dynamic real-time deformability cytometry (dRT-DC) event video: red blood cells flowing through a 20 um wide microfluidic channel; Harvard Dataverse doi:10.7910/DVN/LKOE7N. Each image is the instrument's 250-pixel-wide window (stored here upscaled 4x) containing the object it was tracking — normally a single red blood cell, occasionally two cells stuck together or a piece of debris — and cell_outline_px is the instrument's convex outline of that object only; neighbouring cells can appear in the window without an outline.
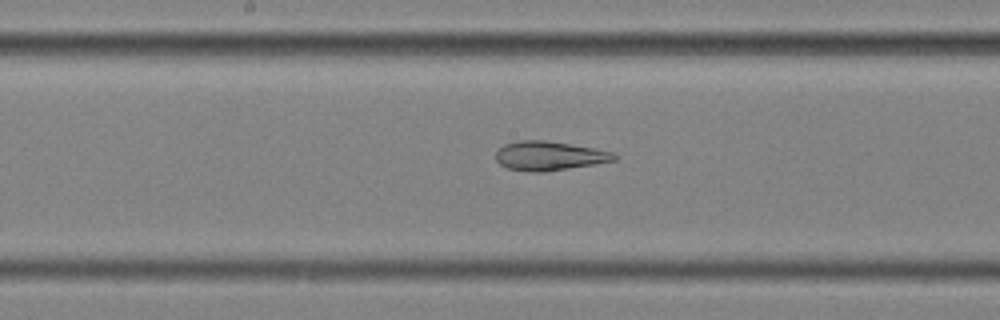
{"species": "common noctule bat (a hibernating species)", "species_latin": "Nyctalus noctula", "temperature_condition": "cold", "stored_images_in_passage": 53, "camera_frame_rate_fps": 3000, "um_per_image_px": 0.085, "animal": {"sex": "female", "body_mass_g": 25.1}, "frame": {"image": 1, "passage_image": 26, "time_ms": 8.333, "image_size_px": [1000, 320], "cell_outline_px": [[616, 160], [596, 164], [544, 172], [532, 172], [508, 168], [500, 164], [496, 160], [496, 152], [504, 144], [516, 140], [544, 140], [616, 152]], "centroid_in_image_um": [46.68, 13.25], "position_along_channel_um": 201.5, "area_um2": 20.06}}
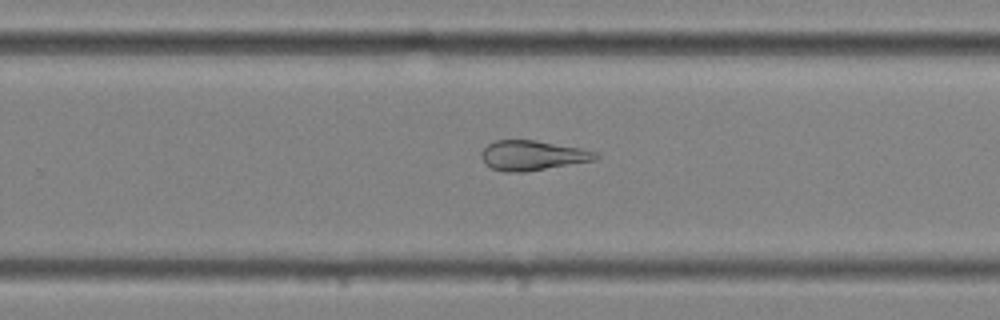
{"frame": {"image": 2, "passage_image": 33, "time_ms": 10.667, "image_size_px": [1000, 320], "cell_outline_px": [[600, 156], [596, 160], [524, 172], [504, 172], [492, 168], [484, 164], [480, 156], [480, 152], [488, 144], [496, 140], [536, 140], [580, 148], [596, 152]], "centroid_in_image_um": [45.23, 13.21], "position_along_channel_um": 284.6, "area_um2": 19.94}}
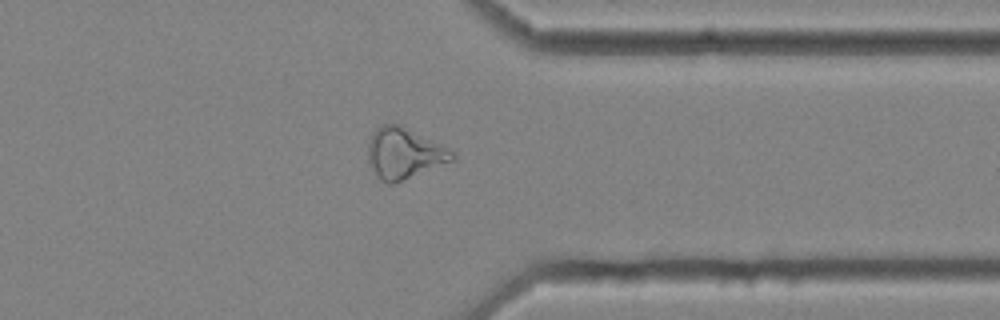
{"frame": {"image": 3, "passage_image": 41, "time_ms": 13.333, "image_size_px": [1000, 320], "cell_outline_px": [[456, 160], [392, 184], [388, 184], [380, 180], [372, 168], [368, 160], [368, 144], [372, 132], [376, 128], [384, 124], [400, 124], [456, 152]], "centroid_in_image_um": [34.36, 13.03], "position_along_channel_um": 377.0, "area_um2": 24.97}, "authors_computed_cell_mechanics": {"area_um2": 25.8366, "velocity_mm_per_s": 3.5687, "shape_relaxation_time_tau1_ms": null, "shape_relaxation_time_tau2_ms": 3.5113, "deformation_change_tau1": null, "deformation_change_tau2": 0.109}}